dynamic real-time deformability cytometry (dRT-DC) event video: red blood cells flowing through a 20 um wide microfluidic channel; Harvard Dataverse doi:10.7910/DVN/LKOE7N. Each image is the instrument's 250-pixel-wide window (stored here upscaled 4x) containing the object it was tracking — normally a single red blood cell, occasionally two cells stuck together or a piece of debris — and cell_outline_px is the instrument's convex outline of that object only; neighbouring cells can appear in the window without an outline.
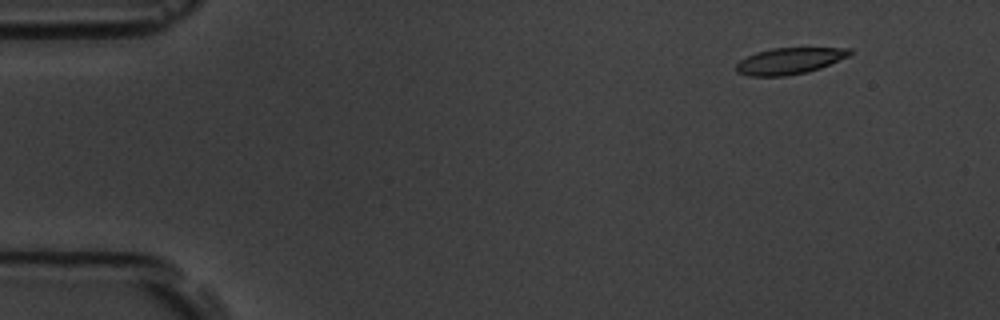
{"species": "common noctule bat (a hibernating species)", "species_latin": "Nyctalus noctula", "temperature_condition": "room temperature", "stored_images_in_passage": 5, "camera_frame_rate_fps": 3000, "um_per_image_px": 0.085, "animal": {"sex": "male", "body_mass_g": 19.5, "forearm_length_mm": 54.6}, "frame": {"image": 1, "passage_image": 1, "time_ms": 0.0, "image_size_px": [1000, 320], "cell_outline_px": [[852, 52], [848, 56], [820, 68], [808, 72], [784, 76], [748, 76], [736, 72], [736, 64], [740, 60], [756, 52], [772, 48], [852, 48]], "centroid_in_image_um": [67.08, 5.18], "position_along_channel_um": 17.9, "area_um2": 17.4}}
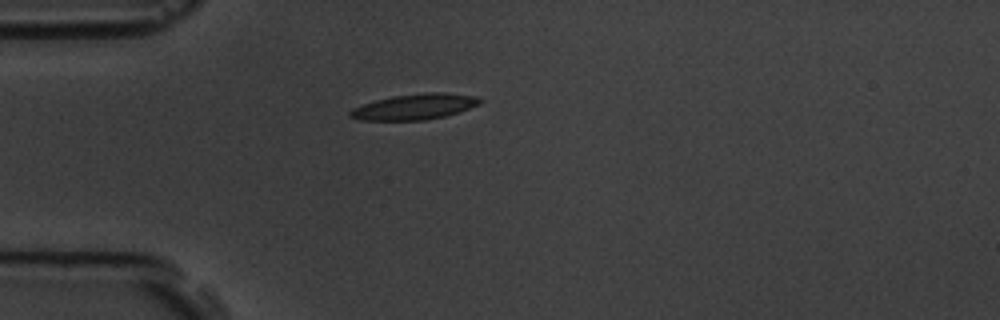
{"frame": {"image": 2, "passage_image": 4, "time_ms": 3.333, "image_size_px": [1000, 320], "cell_outline_px": [[484, 100], [480, 104], [444, 116], [424, 120], [360, 120], [348, 116], [348, 112], [352, 108], [376, 100], [392, 96], [428, 92], [444, 92], [476, 96]], "centroid_in_image_um": [35.23, 9.06], "position_along_channel_um": 49.8, "area_um2": 19.31}}